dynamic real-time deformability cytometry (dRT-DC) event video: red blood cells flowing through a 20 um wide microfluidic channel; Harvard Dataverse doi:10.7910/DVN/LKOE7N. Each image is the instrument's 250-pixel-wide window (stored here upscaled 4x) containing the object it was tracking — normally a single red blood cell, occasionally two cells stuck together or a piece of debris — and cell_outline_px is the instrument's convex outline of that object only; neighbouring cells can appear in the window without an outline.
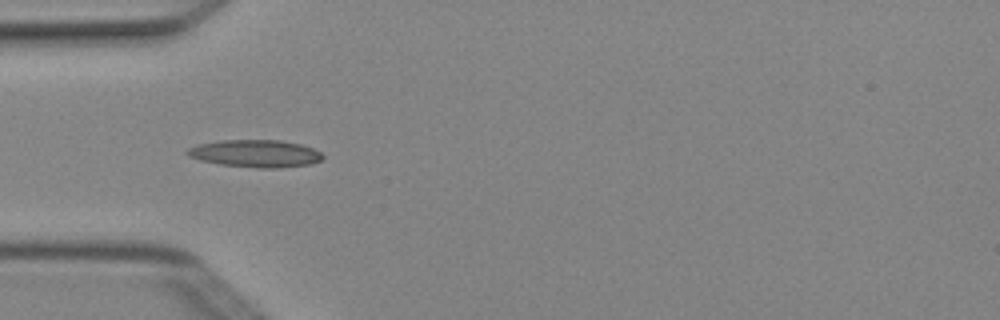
{"species": "Egyptian fruit bat (a non-hibernating species)", "species_latin": "Rousettus aegyptiacus", "temperature_condition": "cold", "stored_images_in_passage": 3, "camera_frame_rate_fps": 3000, "um_per_image_px": 0.085, "animal": {"sex": "female"}, "frame": {"image": 1, "passage_image": 3, "time_ms": 0.667, "image_size_px": [1000, 320], "cell_outline_px": [[324, 156], [320, 160], [308, 164], [276, 168], [256, 168], [220, 164], [200, 160], [188, 156], [184, 152], [188, 148], [196, 144], [220, 140], [280, 140], [300, 144], [312, 148], [320, 152]], "centroid_in_image_um": [21.65, 13.04], "position_along_channel_um": 63.3, "area_um2": 21.62}}